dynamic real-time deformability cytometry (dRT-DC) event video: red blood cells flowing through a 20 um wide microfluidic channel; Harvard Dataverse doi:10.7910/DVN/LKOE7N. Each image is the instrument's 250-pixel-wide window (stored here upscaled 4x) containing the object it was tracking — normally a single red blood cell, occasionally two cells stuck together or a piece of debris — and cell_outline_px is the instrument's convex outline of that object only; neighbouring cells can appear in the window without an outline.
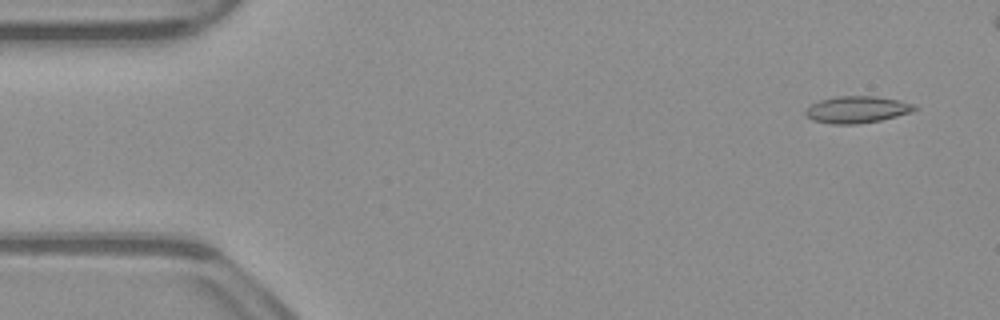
{"species": "common noctule bat (a hibernating species)", "species_latin": "Nyctalus noctula", "temperature_condition": "warm", "stored_images_in_passage": 47, "camera_frame_rate_fps": 3000, "um_per_image_px": 0.085, "animal": {"sex": "male", "body_mass_g": 23.1, "forearm_length_mm": 52.7}, "frame": {"image": 1, "passage_image": 3, "time_ms": 0.667, "image_size_px": [1000, 320], "cell_outline_px": [[920, 108], [912, 112], [880, 120], [860, 124], [832, 124], [812, 120], [804, 116], [804, 112], [808, 104], [820, 100], [836, 96], [876, 96], [900, 100], [916, 104]], "centroid_in_image_um": [72.83, 9.31], "position_along_channel_um": 12.2, "area_um2": 17.46}}
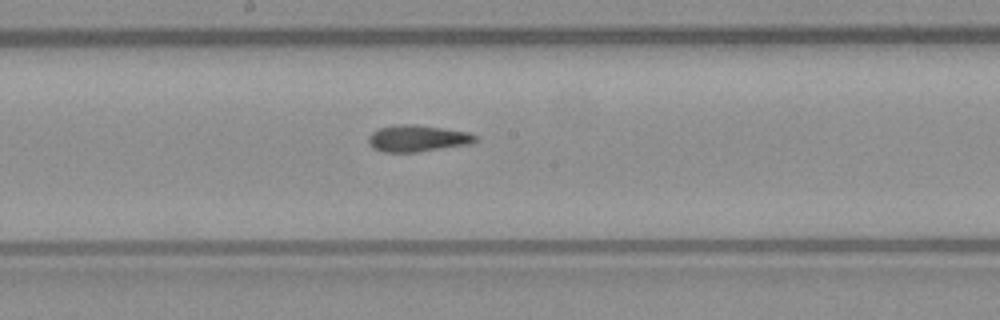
{"frame": {"image": 2, "passage_image": 27, "time_ms": 8.667, "image_size_px": [1000, 320], "cell_outline_px": [[480, 140], [472, 144], [416, 152], [384, 152], [372, 148], [368, 144], [368, 136], [372, 132], [380, 128], [396, 124], [412, 124], [468, 132], [476, 136]], "centroid_in_image_um": [35.48, 11.77], "position_along_channel_um": 212.7, "area_um2": 16.65}}
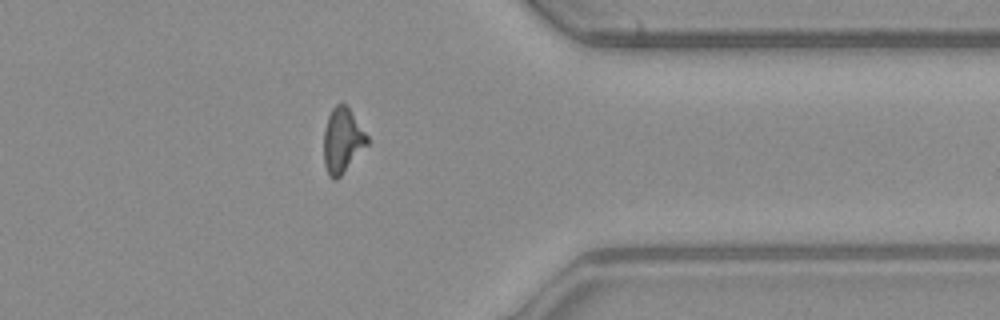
{"frame": {"image": 3, "passage_image": 41, "time_ms": 13.333, "image_size_px": [1000, 320], "cell_outline_px": [[368, 144], [340, 176], [336, 180], [332, 180], [324, 164], [324, 128], [328, 116], [332, 108], [336, 104], [348, 104], [368, 136]], "centroid_in_image_um": [29.11, 11.9], "position_along_channel_um": 382.3, "area_um2": 16.47}, "authors_computed_cell_mechanics": {"area_um2": 16.473, "velocity_mm_per_s": 3.9491, "shape_relaxation_time_tau1_ms": null, "shape_relaxation_time_tau2_ms": 3.8963, "deformation_change_tau1": null, "deformation_change_tau2": 0.1204}}